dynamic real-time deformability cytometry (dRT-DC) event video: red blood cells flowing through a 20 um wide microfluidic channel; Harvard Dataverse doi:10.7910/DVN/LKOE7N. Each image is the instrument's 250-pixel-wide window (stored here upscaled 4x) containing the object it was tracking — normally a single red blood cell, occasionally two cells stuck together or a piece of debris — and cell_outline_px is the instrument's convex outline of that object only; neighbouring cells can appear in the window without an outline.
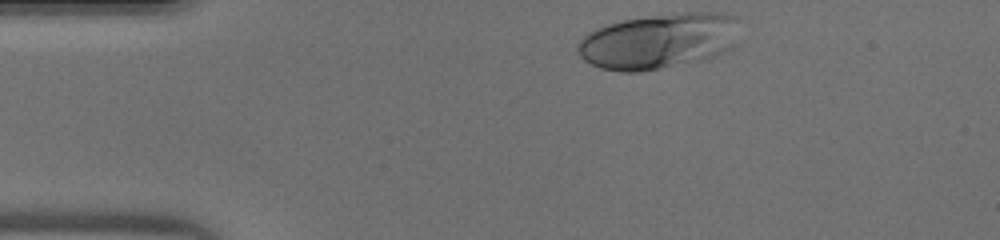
{"species": "human", "species_latin": "Homo sapiens", "temperature_condition": "warm", "stored_images_in_passage": 30, "camera_frame_rate_fps": 3000, "um_per_image_px": 0.085, "donor": {"sex": "male"}, "frame": {"image": 1, "passage_image": 1, "time_ms": 0.0, "image_size_px": [1000, 240], "cell_outline_px": [[736, 16], [732, 48], [704, 60], [640, 72], [620, 72], [600, 68], [584, 60], [576, 52], [576, 44], [588, 32], [596, 28], [608, 24], [624, 20], [676, 12], [724, 12]], "centroid_in_image_um": [55.93, 3.49], "position_along_channel_um": 29.1, "area_um2": 52.31}}
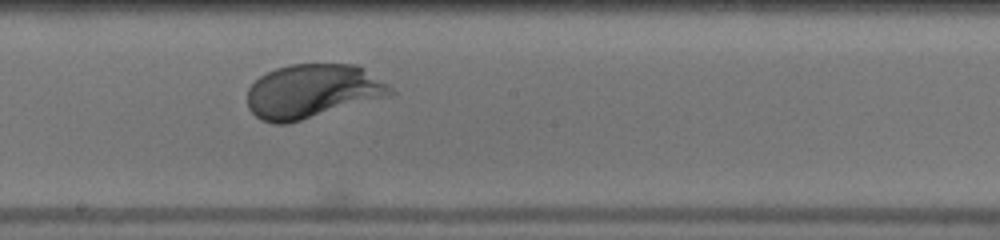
{"frame": {"image": 2, "passage_image": 18, "time_ms": 5.667, "image_size_px": [1000, 240], "cell_outline_px": [[396, 92], [392, 96], [288, 124], [272, 124], [260, 120], [248, 108], [248, 88], [260, 76], [276, 68], [288, 64], [360, 64], [388, 84]], "centroid_in_image_um": [26.61, 7.76], "position_along_channel_um": 221.6, "area_um2": 45.66}}
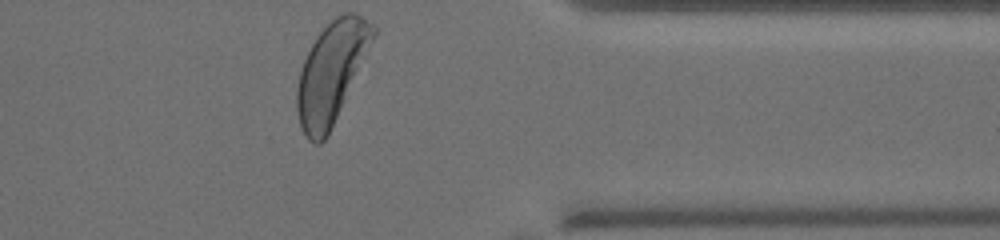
{"frame": {"image": 3, "passage_image": 30, "time_ms": 9.667, "image_size_px": [1000, 240], "cell_outline_px": [[376, 32], [328, 136], [320, 144], [316, 144], [308, 140], [300, 124], [296, 108], [296, 88], [300, 72], [304, 60], [316, 36], [336, 16], [344, 12], [356, 12], [372, 24], [376, 28]], "centroid_in_image_um": [28.13, 6.17], "position_along_channel_um": 383.3, "area_um2": 43.75}}